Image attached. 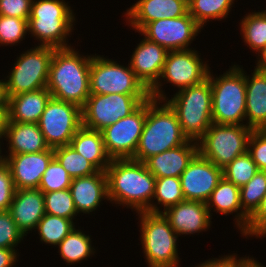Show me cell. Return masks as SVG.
Returning a JSON list of instances; mask_svg holds the SVG:
<instances>
[{
  "instance_id": "cell-18",
  "label": "cell",
  "mask_w": 266,
  "mask_h": 267,
  "mask_svg": "<svg viewBox=\"0 0 266 267\" xmlns=\"http://www.w3.org/2000/svg\"><path fill=\"white\" fill-rule=\"evenodd\" d=\"M168 52L145 37L133 51L129 66L148 90L159 81Z\"/></svg>"
},
{
  "instance_id": "cell-2",
  "label": "cell",
  "mask_w": 266,
  "mask_h": 267,
  "mask_svg": "<svg viewBox=\"0 0 266 267\" xmlns=\"http://www.w3.org/2000/svg\"><path fill=\"white\" fill-rule=\"evenodd\" d=\"M91 57L73 47L54 49L46 86L51 97L82 108L90 96Z\"/></svg>"
},
{
  "instance_id": "cell-25",
  "label": "cell",
  "mask_w": 266,
  "mask_h": 267,
  "mask_svg": "<svg viewBox=\"0 0 266 267\" xmlns=\"http://www.w3.org/2000/svg\"><path fill=\"white\" fill-rule=\"evenodd\" d=\"M50 98L47 88L9 97L7 122L38 123Z\"/></svg>"
},
{
  "instance_id": "cell-39",
  "label": "cell",
  "mask_w": 266,
  "mask_h": 267,
  "mask_svg": "<svg viewBox=\"0 0 266 267\" xmlns=\"http://www.w3.org/2000/svg\"><path fill=\"white\" fill-rule=\"evenodd\" d=\"M27 32L28 20L0 15V46L20 43Z\"/></svg>"
},
{
  "instance_id": "cell-38",
  "label": "cell",
  "mask_w": 266,
  "mask_h": 267,
  "mask_svg": "<svg viewBox=\"0 0 266 267\" xmlns=\"http://www.w3.org/2000/svg\"><path fill=\"white\" fill-rule=\"evenodd\" d=\"M72 177L54 157L42 175L38 186L43 193L66 190L70 188Z\"/></svg>"
},
{
  "instance_id": "cell-15",
  "label": "cell",
  "mask_w": 266,
  "mask_h": 267,
  "mask_svg": "<svg viewBox=\"0 0 266 267\" xmlns=\"http://www.w3.org/2000/svg\"><path fill=\"white\" fill-rule=\"evenodd\" d=\"M202 27L187 13L177 18H164L147 23L138 33L168 51L191 49L189 44Z\"/></svg>"
},
{
  "instance_id": "cell-50",
  "label": "cell",
  "mask_w": 266,
  "mask_h": 267,
  "mask_svg": "<svg viewBox=\"0 0 266 267\" xmlns=\"http://www.w3.org/2000/svg\"><path fill=\"white\" fill-rule=\"evenodd\" d=\"M256 69L266 72V46L265 48L258 54V60L256 63Z\"/></svg>"
},
{
  "instance_id": "cell-51",
  "label": "cell",
  "mask_w": 266,
  "mask_h": 267,
  "mask_svg": "<svg viewBox=\"0 0 266 267\" xmlns=\"http://www.w3.org/2000/svg\"><path fill=\"white\" fill-rule=\"evenodd\" d=\"M259 238V237H266V227L255 237V238Z\"/></svg>"
},
{
  "instance_id": "cell-52",
  "label": "cell",
  "mask_w": 266,
  "mask_h": 267,
  "mask_svg": "<svg viewBox=\"0 0 266 267\" xmlns=\"http://www.w3.org/2000/svg\"><path fill=\"white\" fill-rule=\"evenodd\" d=\"M0 140H2V139H0ZM1 145H2V143L0 142V163L2 162V161H4V158H3V155H1L2 153V148H1Z\"/></svg>"
},
{
  "instance_id": "cell-5",
  "label": "cell",
  "mask_w": 266,
  "mask_h": 267,
  "mask_svg": "<svg viewBox=\"0 0 266 267\" xmlns=\"http://www.w3.org/2000/svg\"><path fill=\"white\" fill-rule=\"evenodd\" d=\"M245 72L236 64L219 77H214L209 72L213 123L245 125L243 124L246 117Z\"/></svg>"
},
{
  "instance_id": "cell-3",
  "label": "cell",
  "mask_w": 266,
  "mask_h": 267,
  "mask_svg": "<svg viewBox=\"0 0 266 267\" xmlns=\"http://www.w3.org/2000/svg\"><path fill=\"white\" fill-rule=\"evenodd\" d=\"M187 141L177 115L170 105L166 101L150 97L147 100L143 131L132 160L145 162L148 158L183 145Z\"/></svg>"
},
{
  "instance_id": "cell-36",
  "label": "cell",
  "mask_w": 266,
  "mask_h": 267,
  "mask_svg": "<svg viewBox=\"0 0 266 267\" xmlns=\"http://www.w3.org/2000/svg\"><path fill=\"white\" fill-rule=\"evenodd\" d=\"M257 171L256 163L246 151L223 168V177L236 186L242 187L253 178Z\"/></svg>"
},
{
  "instance_id": "cell-7",
  "label": "cell",
  "mask_w": 266,
  "mask_h": 267,
  "mask_svg": "<svg viewBox=\"0 0 266 267\" xmlns=\"http://www.w3.org/2000/svg\"><path fill=\"white\" fill-rule=\"evenodd\" d=\"M141 244L149 267H178V235L162 213L137 212Z\"/></svg>"
},
{
  "instance_id": "cell-33",
  "label": "cell",
  "mask_w": 266,
  "mask_h": 267,
  "mask_svg": "<svg viewBox=\"0 0 266 267\" xmlns=\"http://www.w3.org/2000/svg\"><path fill=\"white\" fill-rule=\"evenodd\" d=\"M235 0H192L188 13L203 26L211 19L218 21L226 18Z\"/></svg>"
},
{
  "instance_id": "cell-11",
  "label": "cell",
  "mask_w": 266,
  "mask_h": 267,
  "mask_svg": "<svg viewBox=\"0 0 266 267\" xmlns=\"http://www.w3.org/2000/svg\"><path fill=\"white\" fill-rule=\"evenodd\" d=\"M128 66V67H127ZM127 66L95 54L90 64V94L149 95V90Z\"/></svg>"
},
{
  "instance_id": "cell-22",
  "label": "cell",
  "mask_w": 266,
  "mask_h": 267,
  "mask_svg": "<svg viewBox=\"0 0 266 267\" xmlns=\"http://www.w3.org/2000/svg\"><path fill=\"white\" fill-rule=\"evenodd\" d=\"M197 153L198 142L188 140L183 145L148 158L144 163L155 178H180Z\"/></svg>"
},
{
  "instance_id": "cell-1",
  "label": "cell",
  "mask_w": 266,
  "mask_h": 267,
  "mask_svg": "<svg viewBox=\"0 0 266 267\" xmlns=\"http://www.w3.org/2000/svg\"><path fill=\"white\" fill-rule=\"evenodd\" d=\"M105 172L110 203L127 206L136 213L151 206L156 178L144 162L112 159Z\"/></svg>"
},
{
  "instance_id": "cell-21",
  "label": "cell",
  "mask_w": 266,
  "mask_h": 267,
  "mask_svg": "<svg viewBox=\"0 0 266 267\" xmlns=\"http://www.w3.org/2000/svg\"><path fill=\"white\" fill-rule=\"evenodd\" d=\"M9 211L25 236L32 230L36 231L38 222L46 214L44 193L38 188L16 189Z\"/></svg>"
},
{
  "instance_id": "cell-31",
  "label": "cell",
  "mask_w": 266,
  "mask_h": 267,
  "mask_svg": "<svg viewBox=\"0 0 266 267\" xmlns=\"http://www.w3.org/2000/svg\"><path fill=\"white\" fill-rule=\"evenodd\" d=\"M240 33L242 34L244 43L248 44L249 49L255 51L258 55L266 46V18L260 12H252L246 14L240 20Z\"/></svg>"
},
{
  "instance_id": "cell-4",
  "label": "cell",
  "mask_w": 266,
  "mask_h": 267,
  "mask_svg": "<svg viewBox=\"0 0 266 267\" xmlns=\"http://www.w3.org/2000/svg\"><path fill=\"white\" fill-rule=\"evenodd\" d=\"M64 0H33L28 20L29 34L39 39L38 46L55 49L71 47L68 37L72 35L75 14ZM67 42V43H66Z\"/></svg>"
},
{
  "instance_id": "cell-8",
  "label": "cell",
  "mask_w": 266,
  "mask_h": 267,
  "mask_svg": "<svg viewBox=\"0 0 266 267\" xmlns=\"http://www.w3.org/2000/svg\"><path fill=\"white\" fill-rule=\"evenodd\" d=\"M251 132L245 125L212 123L198 141V152L223 169L247 151Z\"/></svg>"
},
{
  "instance_id": "cell-27",
  "label": "cell",
  "mask_w": 266,
  "mask_h": 267,
  "mask_svg": "<svg viewBox=\"0 0 266 267\" xmlns=\"http://www.w3.org/2000/svg\"><path fill=\"white\" fill-rule=\"evenodd\" d=\"M206 206L212 217L211 210L220 214H235L237 228L241 231L245 228L249 217L242 211L240 203V187L227 181L224 177L219 181L216 188L212 191ZM214 207V208H213ZM239 211V212H238Z\"/></svg>"
},
{
  "instance_id": "cell-19",
  "label": "cell",
  "mask_w": 266,
  "mask_h": 267,
  "mask_svg": "<svg viewBox=\"0 0 266 267\" xmlns=\"http://www.w3.org/2000/svg\"><path fill=\"white\" fill-rule=\"evenodd\" d=\"M162 214L178 236L207 231L212 224L206 203L200 201L185 200L162 211Z\"/></svg>"
},
{
  "instance_id": "cell-42",
  "label": "cell",
  "mask_w": 266,
  "mask_h": 267,
  "mask_svg": "<svg viewBox=\"0 0 266 267\" xmlns=\"http://www.w3.org/2000/svg\"><path fill=\"white\" fill-rule=\"evenodd\" d=\"M15 190L9 165L2 161L0 163V211L9 210Z\"/></svg>"
},
{
  "instance_id": "cell-43",
  "label": "cell",
  "mask_w": 266,
  "mask_h": 267,
  "mask_svg": "<svg viewBox=\"0 0 266 267\" xmlns=\"http://www.w3.org/2000/svg\"><path fill=\"white\" fill-rule=\"evenodd\" d=\"M33 0H0V15L29 20Z\"/></svg>"
},
{
  "instance_id": "cell-46",
  "label": "cell",
  "mask_w": 266,
  "mask_h": 267,
  "mask_svg": "<svg viewBox=\"0 0 266 267\" xmlns=\"http://www.w3.org/2000/svg\"><path fill=\"white\" fill-rule=\"evenodd\" d=\"M19 252L16 249L0 248V267H12L16 265Z\"/></svg>"
},
{
  "instance_id": "cell-17",
  "label": "cell",
  "mask_w": 266,
  "mask_h": 267,
  "mask_svg": "<svg viewBox=\"0 0 266 267\" xmlns=\"http://www.w3.org/2000/svg\"><path fill=\"white\" fill-rule=\"evenodd\" d=\"M9 165L15 189L38 188L42 175L54 158L53 148L36 153L3 156Z\"/></svg>"
},
{
  "instance_id": "cell-24",
  "label": "cell",
  "mask_w": 266,
  "mask_h": 267,
  "mask_svg": "<svg viewBox=\"0 0 266 267\" xmlns=\"http://www.w3.org/2000/svg\"><path fill=\"white\" fill-rule=\"evenodd\" d=\"M251 76L245 73V121H247L245 126L252 130H264L266 129V72L255 68Z\"/></svg>"
},
{
  "instance_id": "cell-29",
  "label": "cell",
  "mask_w": 266,
  "mask_h": 267,
  "mask_svg": "<svg viewBox=\"0 0 266 267\" xmlns=\"http://www.w3.org/2000/svg\"><path fill=\"white\" fill-rule=\"evenodd\" d=\"M91 235L81 229L74 228L57 246L59 255L69 265L80 263L95 253L92 247Z\"/></svg>"
},
{
  "instance_id": "cell-49",
  "label": "cell",
  "mask_w": 266,
  "mask_h": 267,
  "mask_svg": "<svg viewBox=\"0 0 266 267\" xmlns=\"http://www.w3.org/2000/svg\"><path fill=\"white\" fill-rule=\"evenodd\" d=\"M9 97L7 95L6 80H0V106H8Z\"/></svg>"
},
{
  "instance_id": "cell-53",
  "label": "cell",
  "mask_w": 266,
  "mask_h": 267,
  "mask_svg": "<svg viewBox=\"0 0 266 267\" xmlns=\"http://www.w3.org/2000/svg\"><path fill=\"white\" fill-rule=\"evenodd\" d=\"M179 1L183 2L187 6H189L191 4V2H192V0H179Z\"/></svg>"
},
{
  "instance_id": "cell-48",
  "label": "cell",
  "mask_w": 266,
  "mask_h": 267,
  "mask_svg": "<svg viewBox=\"0 0 266 267\" xmlns=\"http://www.w3.org/2000/svg\"><path fill=\"white\" fill-rule=\"evenodd\" d=\"M8 106H0V139H4L6 124L8 120Z\"/></svg>"
},
{
  "instance_id": "cell-6",
  "label": "cell",
  "mask_w": 266,
  "mask_h": 267,
  "mask_svg": "<svg viewBox=\"0 0 266 267\" xmlns=\"http://www.w3.org/2000/svg\"><path fill=\"white\" fill-rule=\"evenodd\" d=\"M175 111L183 134L198 142L212 121V91L210 80L178 91L165 100Z\"/></svg>"
},
{
  "instance_id": "cell-30",
  "label": "cell",
  "mask_w": 266,
  "mask_h": 267,
  "mask_svg": "<svg viewBox=\"0 0 266 267\" xmlns=\"http://www.w3.org/2000/svg\"><path fill=\"white\" fill-rule=\"evenodd\" d=\"M154 199H152L151 206L146 210L151 213H162L160 206H164L163 211L166 209L185 201L183 196L181 180L176 177H163L156 178ZM154 200L157 203H153ZM158 204L160 206H158Z\"/></svg>"
},
{
  "instance_id": "cell-12",
  "label": "cell",
  "mask_w": 266,
  "mask_h": 267,
  "mask_svg": "<svg viewBox=\"0 0 266 267\" xmlns=\"http://www.w3.org/2000/svg\"><path fill=\"white\" fill-rule=\"evenodd\" d=\"M150 95L90 94L82 107V125L101 131L133 113Z\"/></svg>"
},
{
  "instance_id": "cell-10",
  "label": "cell",
  "mask_w": 266,
  "mask_h": 267,
  "mask_svg": "<svg viewBox=\"0 0 266 267\" xmlns=\"http://www.w3.org/2000/svg\"><path fill=\"white\" fill-rule=\"evenodd\" d=\"M54 49L35 46L17 57L5 79L8 97L46 88Z\"/></svg>"
},
{
  "instance_id": "cell-9",
  "label": "cell",
  "mask_w": 266,
  "mask_h": 267,
  "mask_svg": "<svg viewBox=\"0 0 266 267\" xmlns=\"http://www.w3.org/2000/svg\"><path fill=\"white\" fill-rule=\"evenodd\" d=\"M199 54L194 49L169 51L159 81L149 90L150 97L160 101L168 98L161 89L162 80L178 87V91L206 80L211 69Z\"/></svg>"
},
{
  "instance_id": "cell-45",
  "label": "cell",
  "mask_w": 266,
  "mask_h": 267,
  "mask_svg": "<svg viewBox=\"0 0 266 267\" xmlns=\"http://www.w3.org/2000/svg\"><path fill=\"white\" fill-rule=\"evenodd\" d=\"M198 267H235V254L226 255V256H219L218 258H213L206 260L203 263L197 265ZM195 266V267H197Z\"/></svg>"
},
{
  "instance_id": "cell-41",
  "label": "cell",
  "mask_w": 266,
  "mask_h": 267,
  "mask_svg": "<svg viewBox=\"0 0 266 267\" xmlns=\"http://www.w3.org/2000/svg\"><path fill=\"white\" fill-rule=\"evenodd\" d=\"M247 151L252 156L258 170L266 171V129L252 130Z\"/></svg>"
},
{
  "instance_id": "cell-20",
  "label": "cell",
  "mask_w": 266,
  "mask_h": 267,
  "mask_svg": "<svg viewBox=\"0 0 266 267\" xmlns=\"http://www.w3.org/2000/svg\"><path fill=\"white\" fill-rule=\"evenodd\" d=\"M126 11V22L139 32L147 23L186 15L188 6L179 0H138Z\"/></svg>"
},
{
  "instance_id": "cell-23",
  "label": "cell",
  "mask_w": 266,
  "mask_h": 267,
  "mask_svg": "<svg viewBox=\"0 0 266 267\" xmlns=\"http://www.w3.org/2000/svg\"><path fill=\"white\" fill-rule=\"evenodd\" d=\"M70 191L77 213L89 214L100 207L101 201L107 199L108 188L105 171L72 179ZM103 199V200H102Z\"/></svg>"
},
{
  "instance_id": "cell-16",
  "label": "cell",
  "mask_w": 266,
  "mask_h": 267,
  "mask_svg": "<svg viewBox=\"0 0 266 267\" xmlns=\"http://www.w3.org/2000/svg\"><path fill=\"white\" fill-rule=\"evenodd\" d=\"M222 178L223 169L198 152L180 176L185 200L206 203Z\"/></svg>"
},
{
  "instance_id": "cell-37",
  "label": "cell",
  "mask_w": 266,
  "mask_h": 267,
  "mask_svg": "<svg viewBox=\"0 0 266 267\" xmlns=\"http://www.w3.org/2000/svg\"><path fill=\"white\" fill-rule=\"evenodd\" d=\"M46 214L74 220L77 210L70 189L44 193Z\"/></svg>"
},
{
  "instance_id": "cell-44",
  "label": "cell",
  "mask_w": 266,
  "mask_h": 267,
  "mask_svg": "<svg viewBox=\"0 0 266 267\" xmlns=\"http://www.w3.org/2000/svg\"><path fill=\"white\" fill-rule=\"evenodd\" d=\"M266 227V194L261 200L259 207L249 217L245 228L241 231V234L247 236H257Z\"/></svg>"
},
{
  "instance_id": "cell-54",
  "label": "cell",
  "mask_w": 266,
  "mask_h": 267,
  "mask_svg": "<svg viewBox=\"0 0 266 267\" xmlns=\"http://www.w3.org/2000/svg\"><path fill=\"white\" fill-rule=\"evenodd\" d=\"M264 16H265V18H266V9L265 10H263V11H260Z\"/></svg>"
},
{
  "instance_id": "cell-13",
  "label": "cell",
  "mask_w": 266,
  "mask_h": 267,
  "mask_svg": "<svg viewBox=\"0 0 266 267\" xmlns=\"http://www.w3.org/2000/svg\"><path fill=\"white\" fill-rule=\"evenodd\" d=\"M46 144L50 148L70 145L82 125V108L51 97L38 121Z\"/></svg>"
},
{
  "instance_id": "cell-40",
  "label": "cell",
  "mask_w": 266,
  "mask_h": 267,
  "mask_svg": "<svg viewBox=\"0 0 266 267\" xmlns=\"http://www.w3.org/2000/svg\"><path fill=\"white\" fill-rule=\"evenodd\" d=\"M24 236L10 211H0V248L15 249L21 240L23 241Z\"/></svg>"
},
{
  "instance_id": "cell-26",
  "label": "cell",
  "mask_w": 266,
  "mask_h": 267,
  "mask_svg": "<svg viewBox=\"0 0 266 267\" xmlns=\"http://www.w3.org/2000/svg\"><path fill=\"white\" fill-rule=\"evenodd\" d=\"M4 140L8 141V155L36 153L48 150L38 123L7 122Z\"/></svg>"
},
{
  "instance_id": "cell-32",
  "label": "cell",
  "mask_w": 266,
  "mask_h": 267,
  "mask_svg": "<svg viewBox=\"0 0 266 267\" xmlns=\"http://www.w3.org/2000/svg\"><path fill=\"white\" fill-rule=\"evenodd\" d=\"M53 151L54 157L72 178L90 176L99 171L71 145L53 148Z\"/></svg>"
},
{
  "instance_id": "cell-14",
  "label": "cell",
  "mask_w": 266,
  "mask_h": 267,
  "mask_svg": "<svg viewBox=\"0 0 266 267\" xmlns=\"http://www.w3.org/2000/svg\"><path fill=\"white\" fill-rule=\"evenodd\" d=\"M147 114V100L133 113L101 130L106 153L111 159H132Z\"/></svg>"
},
{
  "instance_id": "cell-28",
  "label": "cell",
  "mask_w": 266,
  "mask_h": 267,
  "mask_svg": "<svg viewBox=\"0 0 266 267\" xmlns=\"http://www.w3.org/2000/svg\"><path fill=\"white\" fill-rule=\"evenodd\" d=\"M70 145L99 171H106L111 158L106 153L101 131L82 126L71 139Z\"/></svg>"
},
{
  "instance_id": "cell-35",
  "label": "cell",
  "mask_w": 266,
  "mask_h": 267,
  "mask_svg": "<svg viewBox=\"0 0 266 267\" xmlns=\"http://www.w3.org/2000/svg\"><path fill=\"white\" fill-rule=\"evenodd\" d=\"M266 194V171L258 170L253 178L240 187V203L242 211L250 217L259 207Z\"/></svg>"
},
{
  "instance_id": "cell-47",
  "label": "cell",
  "mask_w": 266,
  "mask_h": 267,
  "mask_svg": "<svg viewBox=\"0 0 266 267\" xmlns=\"http://www.w3.org/2000/svg\"><path fill=\"white\" fill-rule=\"evenodd\" d=\"M235 267H265L263 264L259 263L258 261L254 260V258L250 257H241L238 258L237 254L235 253Z\"/></svg>"
},
{
  "instance_id": "cell-34",
  "label": "cell",
  "mask_w": 266,
  "mask_h": 267,
  "mask_svg": "<svg viewBox=\"0 0 266 267\" xmlns=\"http://www.w3.org/2000/svg\"><path fill=\"white\" fill-rule=\"evenodd\" d=\"M75 228V223L71 219L58 217L56 215L45 214L38 222L40 241L45 244L57 245Z\"/></svg>"
}]
</instances>
